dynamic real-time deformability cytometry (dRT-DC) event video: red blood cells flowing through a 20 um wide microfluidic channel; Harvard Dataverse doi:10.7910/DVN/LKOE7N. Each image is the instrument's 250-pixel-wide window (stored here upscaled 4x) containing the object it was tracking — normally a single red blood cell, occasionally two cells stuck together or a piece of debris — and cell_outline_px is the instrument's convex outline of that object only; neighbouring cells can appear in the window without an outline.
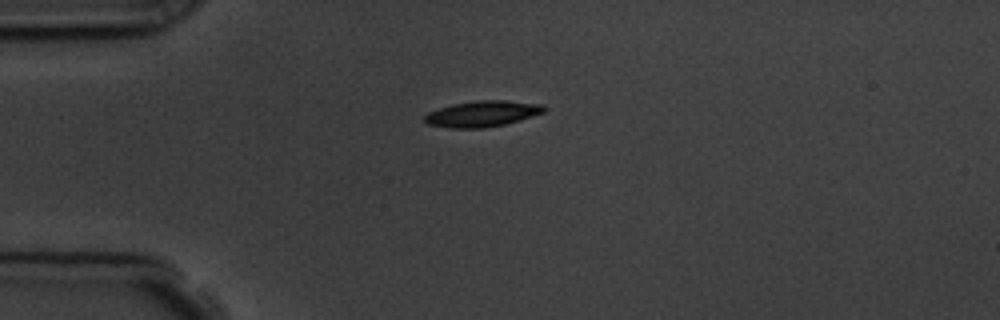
{"species": "common noctule bat (a hibernating species)", "species_latin": "Nyctalus noctula", "temperature_condition": "room temperature", "stored_images_in_passage": 3, "camera_frame_rate_fps": 3000, "um_per_image_px": 0.085, "animal": {"sex": "male", "body_mass_g": 19.5, "forearm_length_mm": 54.6}, "frame": {"image": 1, "passage_image": 1, "time_ms": 0.0, "image_size_px": [1000, 320], "cell_outline_px": [[548, 108], [544, 112], [504, 124], [484, 128], [452, 128], [428, 124], [424, 120], [424, 116], [428, 112], [452, 104], [476, 100], [504, 100], [544, 104]], "centroid_in_image_um": [41.01, 9.66], "position_along_channel_um": 44.0, "area_um2": 17.98}}